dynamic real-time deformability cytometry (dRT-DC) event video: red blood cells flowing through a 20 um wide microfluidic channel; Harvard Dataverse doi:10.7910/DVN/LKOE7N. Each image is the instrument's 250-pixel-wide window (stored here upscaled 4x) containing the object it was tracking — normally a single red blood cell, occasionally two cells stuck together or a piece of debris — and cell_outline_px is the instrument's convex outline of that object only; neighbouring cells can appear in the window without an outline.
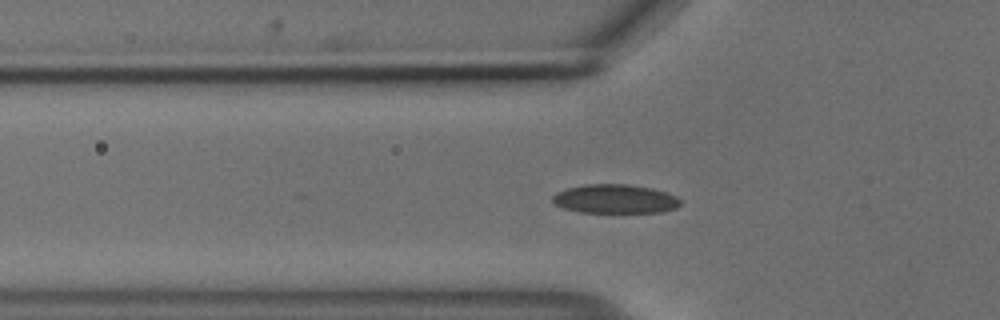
{"species": "common noctule bat (a hibernating species)", "species_latin": "Nyctalus noctula", "temperature_condition": "cold", "stored_images_in_passage": 40, "camera_frame_rate_fps": 3000, "um_per_image_px": 0.085, "animal": {"sex": "male", "body_mass_g": 18.8}, "frame": {"image": 1, "passage_image": 4, "time_ms": 1.0, "image_size_px": [1000, 320], "cell_outline_px": [[680, 204], [676, 208], [664, 212], [580, 212], [564, 208], [556, 204], [552, 200], [552, 196], [556, 192], [568, 188], [584, 184], [628, 184], [652, 188], [676, 196], [680, 200]], "centroid_in_image_um": [52.28, 16.9], "position_along_channel_um": 73.5, "area_um2": 21.5}}
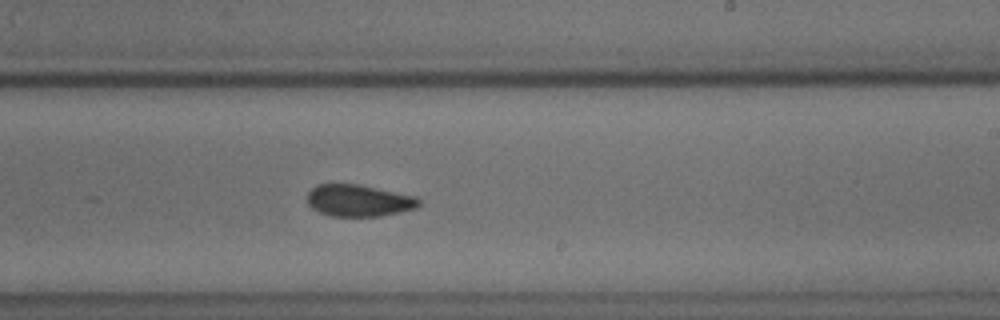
{"frame": {"image": 2, "passage_image": 19, "time_ms": 6.0, "image_size_px": [1000, 320], "cell_outline_px": [[420, 204], [416, 208], [380, 216], [332, 216], [320, 212], [312, 208], [308, 204], [308, 192], [316, 184], [360, 184], [416, 196], [420, 200]], "centroid_in_image_um": [30.49, 17.04], "position_along_channel_um": 258.5, "area_um2": 20.69}}
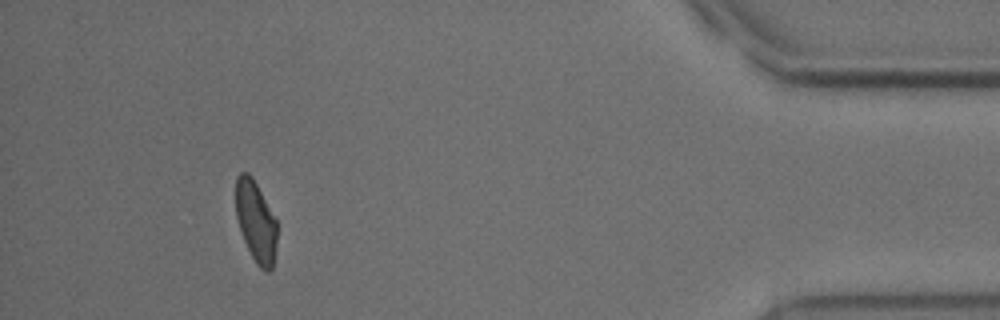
{"frame": {"image": 3, "passage_image": 36, "time_ms": 11.667, "image_size_px": [1000, 320], "cell_outline_px": [[276, 244], [272, 268], [268, 272], [264, 272], [256, 264], [244, 240], [236, 216], [236, 176], [240, 172], [248, 172], [252, 176], [276, 220]], "centroid_in_image_um": [21.73, 18.82], "position_along_channel_um": 413.5, "area_um2": 19.25}, "authors_computed_cell_mechanics": {"area_um2": 20.808, "velocity_mm_per_s": 3.6949, "shape_relaxation_time_tau1_ms": 6.0516, "shape_relaxation_time_tau2_ms": 2.8876, "deformation_change_tau1": 0.1283, "deformation_change_tau2": 0.0619}}